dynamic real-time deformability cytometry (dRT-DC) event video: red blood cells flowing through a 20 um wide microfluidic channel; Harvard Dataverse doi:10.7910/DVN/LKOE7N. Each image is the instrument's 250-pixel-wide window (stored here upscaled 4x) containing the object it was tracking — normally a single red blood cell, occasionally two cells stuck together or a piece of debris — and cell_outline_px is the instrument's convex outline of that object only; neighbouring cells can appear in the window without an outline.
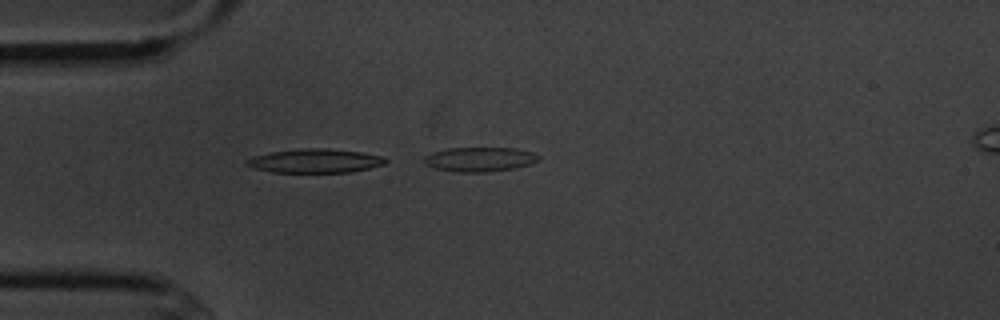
{"species": "common noctule bat (a hibernating species)", "species_latin": "Nyctalus noctula", "temperature_condition": "cold", "stored_images_in_passage": 5, "camera_frame_rate_fps": 3000, "um_per_image_px": 0.085, "animal": {"sex": "male", "body_mass_g": 20.1, "forearm_length_mm": 53.5}, "frame": {"image": 1, "passage_image": 5, "time_ms": 4.333, "image_size_px": [1000, 320], "cell_outline_px": [[540, 160], [532, 164], [516, 168], [484, 172], [456, 172], [436, 168], [424, 164], [424, 156], [432, 152], [448, 148], [516, 148], [532, 152], [540, 156]], "centroid_in_image_um": [40.8, 13.54], "position_along_channel_um": 44.2, "area_um2": 16.42}}